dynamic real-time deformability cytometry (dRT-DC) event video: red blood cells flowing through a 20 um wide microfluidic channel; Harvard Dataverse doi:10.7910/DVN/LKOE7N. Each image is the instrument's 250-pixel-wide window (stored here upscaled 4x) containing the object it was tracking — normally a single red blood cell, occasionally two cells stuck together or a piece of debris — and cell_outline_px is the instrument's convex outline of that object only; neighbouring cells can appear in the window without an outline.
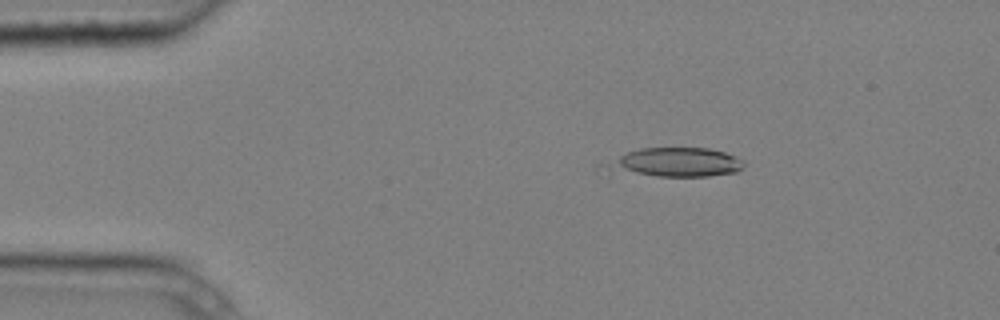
{"species": "common noctule bat (a hibernating species)", "species_latin": "Nyctalus noctula", "temperature_condition": "cold", "stored_images_in_passage": 9, "camera_frame_rate_fps": 3000, "um_per_image_px": 0.085, "animal": {"sex": "male", "body_mass_g": 20.4}, "frame": {"image": 1, "passage_image": 3, "time_ms": 0.667, "image_size_px": [1000, 320], "cell_outline_px": [[744, 168], [736, 172], [708, 176], [608, 176], [596, 172], [592, 168], [596, 164], [628, 152], [640, 148], [708, 148], [724, 152], [736, 156], [744, 160]], "centroid_in_image_um": [57.02, 13.85], "position_along_channel_um": 28.0, "area_um2": 25.32}}
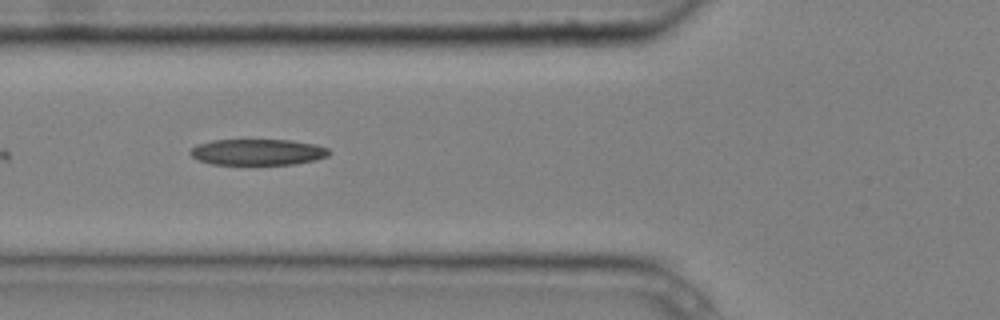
{"frame": {"image": 2, "passage_image": 6, "time_ms": 1.667, "image_size_px": [1000, 320], "cell_outline_px": [[332, 152], [328, 156], [316, 160], [296, 164], [212, 164], [200, 160], [192, 156], [188, 152], [196, 144], [212, 140], [292, 140], [316, 144], [328, 148]], "centroid_in_image_um": [21.94, 12.92], "position_along_channel_um": 103.9, "area_um2": 21.21}}